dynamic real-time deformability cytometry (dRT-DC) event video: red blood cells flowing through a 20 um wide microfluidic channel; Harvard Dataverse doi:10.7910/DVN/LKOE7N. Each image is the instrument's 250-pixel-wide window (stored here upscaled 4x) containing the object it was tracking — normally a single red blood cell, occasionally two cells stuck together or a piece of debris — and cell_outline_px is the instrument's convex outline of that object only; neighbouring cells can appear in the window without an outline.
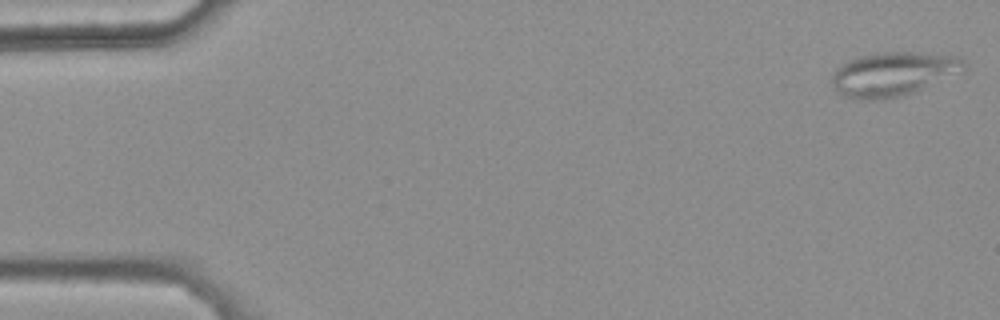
{"species": "common noctule bat (a hibernating species)", "species_latin": "Nyctalus noctula", "temperature_condition": "warm", "stored_images_in_passage": 48, "camera_frame_rate_fps": 3000, "um_per_image_px": 0.085, "animal": {"sex": "female", "body_mass_g": 25.1}, "frame": {"image": 1, "passage_image": 1, "time_ms": 0.0, "image_size_px": [1000, 320], "cell_outline_px": [[968, 64], [964, 68], [912, 92], [900, 96], [876, 100], [860, 100], [844, 96], [832, 88], [832, 76], [836, 68], [840, 64], [848, 60], [860, 56], [880, 52], [912, 52], [960, 56]], "centroid_in_image_um": [75.82, 6.27], "position_along_channel_um": 9.2, "area_um2": 33.35}}
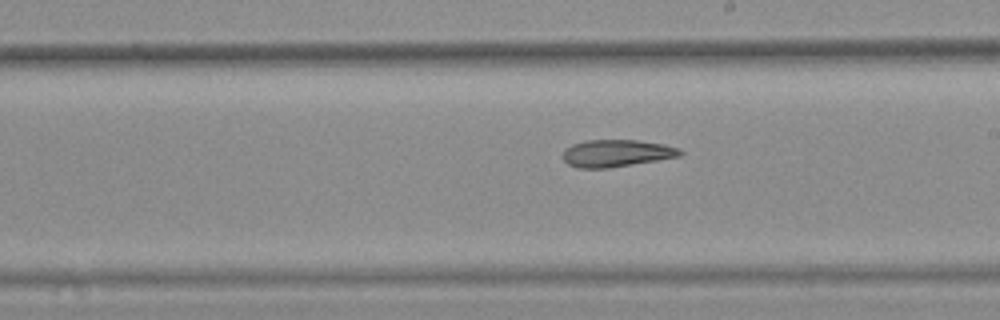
{"frame": {"image": 2, "passage_image": 30, "time_ms": 9.667, "image_size_px": [1000, 320], "cell_outline_px": [[684, 152], [680, 156], [608, 168], [576, 168], [568, 164], [560, 156], [564, 148], [572, 144], [584, 140], [636, 140], [664, 144], [680, 148]], "centroid_in_image_um": [52.35, 13.02], "position_along_channel_um": 236.7, "area_um2": 18.73}}
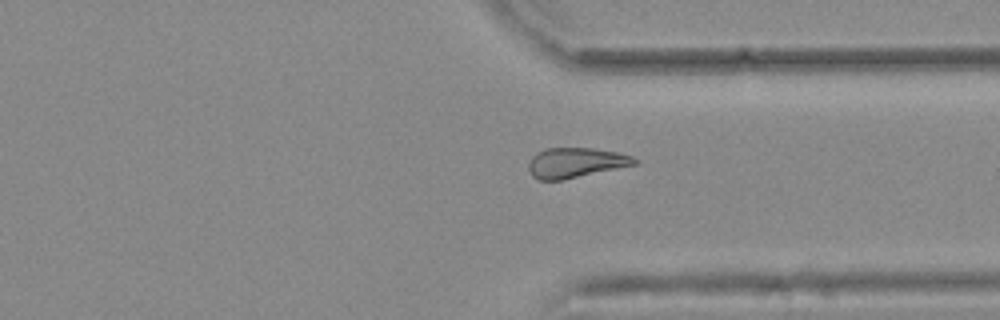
{"frame": {"image": 3, "passage_image": 40, "time_ms": 13.0, "image_size_px": [1000, 320], "cell_outline_px": [[640, 160], [636, 164], [560, 180], [536, 180], [532, 176], [528, 168], [528, 164], [532, 156], [536, 152], [544, 148], [592, 148], [616, 152], [632, 156]], "centroid_in_image_um": [48.88, 13.82], "position_along_channel_um": 362.5, "area_um2": 18.44}, "authors_computed_cell_mechanics": {"area_um2": 19.7965, "velocity_mm_per_s": 3.7593, "shape_relaxation_time_tau1_ms": null, "shape_relaxation_time_tau2_ms": 10.1105, "deformation_change_tau1": null, "deformation_change_tau2": 0.2113}}